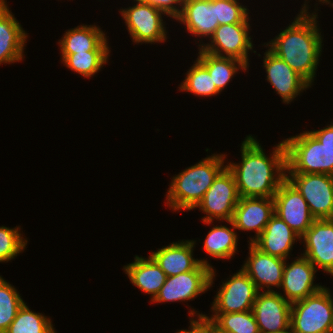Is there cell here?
Returning a JSON list of instances; mask_svg holds the SVG:
<instances>
[{
  "label": "cell",
  "instance_id": "obj_1",
  "mask_svg": "<svg viewBox=\"0 0 333 333\" xmlns=\"http://www.w3.org/2000/svg\"><path fill=\"white\" fill-rule=\"evenodd\" d=\"M274 146L270 156L260 143L248 135L241 145L240 163L226 165L233 173L240 197L271 198L286 180V149L284 142Z\"/></svg>",
  "mask_w": 333,
  "mask_h": 333
},
{
  "label": "cell",
  "instance_id": "obj_2",
  "mask_svg": "<svg viewBox=\"0 0 333 333\" xmlns=\"http://www.w3.org/2000/svg\"><path fill=\"white\" fill-rule=\"evenodd\" d=\"M305 0L300 13L286 29L280 32L267 47L311 86L316 77L322 52L323 38L318 28V13L308 12Z\"/></svg>",
  "mask_w": 333,
  "mask_h": 333
},
{
  "label": "cell",
  "instance_id": "obj_3",
  "mask_svg": "<svg viewBox=\"0 0 333 333\" xmlns=\"http://www.w3.org/2000/svg\"><path fill=\"white\" fill-rule=\"evenodd\" d=\"M225 154H212L173 176L166 204L173 211L193 210L201 202L217 175L226 167Z\"/></svg>",
  "mask_w": 333,
  "mask_h": 333
},
{
  "label": "cell",
  "instance_id": "obj_4",
  "mask_svg": "<svg viewBox=\"0 0 333 333\" xmlns=\"http://www.w3.org/2000/svg\"><path fill=\"white\" fill-rule=\"evenodd\" d=\"M286 173L329 174L333 176V155L309 131L283 140Z\"/></svg>",
  "mask_w": 333,
  "mask_h": 333
},
{
  "label": "cell",
  "instance_id": "obj_5",
  "mask_svg": "<svg viewBox=\"0 0 333 333\" xmlns=\"http://www.w3.org/2000/svg\"><path fill=\"white\" fill-rule=\"evenodd\" d=\"M290 326L294 333H331L333 328V296L330 289L291 303Z\"/></svg>",
  "mask_w": 333,
  "mask_h": 333
},
{
  "label": "cell",
  "instance_id": "obj_6",
  "mask_svg": "<svg viewBox=\"0 0 333 333\" xmlns=\"http://www.w3.org/2000/svg\"><path fill=\"white\" fill-rule=\"evenodd\" d=\"M240 199L233 173L226 166L214 179L211 187L196 206L206 215L202 217L205 224L213 220H232L234 210Z\"/></svg>",
  "mask_w": 333,
  "mask_h": 333
},
{
  "label": "cell",
  "instance_id": "obj_7",
  "mask_svg": "<svg viewBox=\"0 0 333 333\" xmlns=\"http://www.w3.org/2000/svg\"><path fill=\"white\" fill-rule=\"evenodd\" d=\"M286 179L305 199L316 220L333 219L332 175L286 173Z\"/></svg>",
  "mask_w": 333,
  "mask_h": 333
},
{
  "label": "cell",
  "instance_id": "obj_8",
  "mask_svg": "<svg viewBox=\"0 0 333 333\" xmlns=\"http://www.w3.org/2000/svg\"><path fill=\"white\" fill-rule=\"evenodd\" d=\"M216 271L200 263L194 270L167 277L153 303L190 301L213 285Z\"/></svg>",
  "mask_w": 333,
  "mask_h": 333
},
{
  "label": "cell",
  "instance_id": "obj_9",
  "mask_svg": "<svg viewBox=\"0 0 333 333\" xmlns=\"http://www.w3.org/2000/svg\"><path fill=\"white\" fill-rule=\"evenodd\" d=\"M249 19L248 17L242 23L219 25L210 38V43L200 42L199 47L216 56L240 60L249 68L248 52L253 50Z\"/></svg>",
  "mask_w": 333,
  "mask_h": 333
},
{
  "label": "cell",
  "instance_id": "obj_10",
  "mask_svg": "<svg viewBox=\"0 0 333 333\" xmlns=\"http://www.w3.org/2000/svg\"><path fill=\"white\" fill-rule=\"evenodd\" d=\"M134 43L166 42L167 32L162 15L165 14L149 4L138 2L119 11Z\"/></svg>",
  "mask_w": 333,
  "mask_h": 333
},
{
  "label": "cell",
  "instance_id": "obj_11",
  "mask_svg": "<svg viewBox=\"0 0 333 333\" xmlns=\"http://www.w3.org/2000/svg\"><path fill=\"white\" fill-rule=\"evenodd\" d=\"M229 279V280H228ZM222 282L212 302L213 313L251 311L259 290L248 275L240 269Z\"/></svg>",
  "mask_w": 333,
  "mask_h": 333
},
{
  "label": "cell",
  "instance_id": "obj_12",
  "mask_svg": "<svg viewBox=\"0 0 333 333\" xmlns=\"http://www.w3.org/2000/svg\"><path fill=\"white\" fill-rule=\"evenodd\" d=\"M273 198L274 214L302 237L316 220L305 199L287 179L279 186Z\"/></svg>",
  "mask_w": 333,
  "mask_h": 333
},
{
  "label": "cell",
  "instance_id": "obj_13",
  "mask_svg": "<svg viewBox=\"0 0 333 333\" xmlns=\"http://www.w3.org/2000/svg\"><path fill=\"white\" fill-rule=\"evenodd\" d=\"M305 256L317 269L333 275V219L315 220L301 237Z\"/></svg>",
  "mask_w": 333,
  "mask_h": 333
},
{
  "label": "cell",
  "instance_id": "obj_14",
  "mask_svg": "<svg viewBox=\"0 0 333 333\" xmlns=\"http://www.w3.org/2000/svg\"><path fill=\"white\" fill-rule=\"evenodd\" d=\"M252 311L260 333L279 332L290 327L291 303L277 290L259 291Z\"/></svg>",
  "mask_w": 333,
  "mask_h": 333
},
{
  "label": "cell",
  "instance_id": "obj_15",
  "mask_svg": "<svg viewBox=\"0 0 333 333\" xmlns=\"http://www.w3.org/2000/svg\"><path fill=\"white\" fill-rule=\"evenodd\" d=\"M263 58V67L267 74L266 80L281 96L283 103L289 104L301 92L311 87L304 78L270 49L264 53Z\"/></svg>",
  "mask_w": 333,
  "mask_h": 333
},
{
  "label": "cell",
  "instance_id": "obj_16",
  "mask_svg": "<svg viewBox=\"0 0 333 333\" xmlns=\"http://www.w3.org/2000/svg\"><path fill=\"white\" fill-rule=\"evenodd\" d=\"M296 258L290 264L286 260L280 287L285 294L279 293L290 303L305 299L324 287L314 285L315 274L318 271L315 266L303 255Z\"/></svg>",
  "mask_w": 333,
  "mask_h": 333
},
{
  "label": "cell",
  "instance_id": "obj_17",
  "mask_svg": "<svg viewBox=\"0 0 333 333\" xmlns=\"http://www.w3.org/2000/svg\"><path fill=\"white\" fill-rule=\"evenodd\" d=\"M249 257L241 269L254 282L259 291L272 292V286L280 288L283 279L285 259L261 252L249 243Z\"/></svg>",
  "mask_w": 333,
  "mask_h": 333
},
{
  "label": "cell",
  "instance_id": "obj_18",
  "mask_svg": "<svg viewBox=\"0 0 333 333\" xmlns=\"http://www.w3.org/2000/svg\"><path fill=\"white\" fill-rule=\"evenodd\" d=\"M274 215V198L240 197L235 207L232 222L237 230L253 231L255 237H250L253 243L263 232L266 224Z\"/></svg>",
  "mask_w": 333,
  "mask_h": 333
},
{
  "label": "cell",
  "instance_id": "obj_19",
  "mask_svg": "<svg viewBox=\"0 0 333 333\" xmlns=\"http://www.w3.org/2000/svg\"><path fill=\"white\" fill-rule=\"evenodd\" d=\"M196 241L185 240L173 242L154 251L150 257L162 269L167 277L194 270L200 263L212 267L205 259L193 258Z\"/></svg>",
  "mask_w": 333,
  "mask_h": 333
},
{
  "label": "cell",
  "instance_id": "obj_20",
  "mask_svg": "<svg viewBox=\"0 0 333 333\" xmlns=\"http://www.w3.org/2000/svg\"><path fill=\"white\" fill-rule=\"evenodd\" d=\"M6 2L0 0V65L22 61L28 38Z\"/></svg>",
  "mask_w": 333,
  "mask_h": 333
},
{
  "label": "cell",
  "instance_id": "obj_21",
  "mask_svg": "<svg viewBox=\"0 0 333 333\" xmlns=\"http://www.w3.org/2000/svg\"><path fill=\"white\" fill-rule=\"evenodd\" d=\"M175 20L195 37L211 38L219 26L217 0H183L181 13Z\"/></svg>",
  "mask_w": 333,
  "mask_h": 333
},
{
  "label": "cell",
  "instance_id": "obj_22",
  "mask_svg": "<svg viewBox=\"0 0 333 333\" xmlns=\"http://www.w3.org/2000/svg\"><path fill=\"white\" fill-rule=\"evenodd\" d=\"M301 237L287 223L274 214L266 224L263 232L252 243L261 252L287 259L295 241Z\"/></svg>",
  "mask_w": 333,
  "mask_h": 333
},
{
  "label": "cell",
  "instance_id": "obj_23",
  "mask_svg": "<svg viewBox=\"0 0 333 333\" xmlns=\"http://www.w3.org/2000/svg\"><path fill=\"white\" fill-rule=\"evenodd\" d=\"M107 37L98 26L80 25L67 30L59 40L61 60L69 54L86 51H110Z\"/></svg>",
  "mask_w": 333,
  "mask_h": 333
},
{
  "label": "cell",
  "instance_id": "obj_24",
  "mask_svg": "<svg viewBox=\"0 0 333 333\" xmlns=\"http://www.w3.org/2000/svg\"><path fill=\"white\" fill-rule=\"evenodd\" d=\"M123 270L135 287L151 295L150 301L155 299L167 279V275L150 256L136 255L134 262L123 266Z\"/></svg>",
  "mask_w": 333,
  "mask_h": 333
},
{
  "label": "cell",
  "instance_id": "obj_25",
  "mask_svg": "<svg viewBox=\"0 0 333 333\" xmlns=\"http://www.w3.org/2000/svg\"><path fill=\"white\" fill-rule=\"evenodd\" d=\"M198 50L197 60L208 70L213 83L220 92L224 90L239 69L242 71L248 69L240 60L216 56L205 52L202 48H198Z\"/></svg>",
  "mask_w": 333,
  "mask_h": 333
},
{
  "label": "cell",
  "instance_id": "obj_26",
  "mask_svg": "<svg viewBox=\"0 0 333 333\" xmlns=\"http://www.w3.org/2000/svg\"><path fill=\"white\" fill-rule=\"evenodd\" d=\"M227 223L232 227L228 228L225 225L212 227L203 242L205 252L214 259H231L238 249L236 228L231 220Z\"/></svg>",
  "mask_w": 333,
  "mask_h": 333
},
{
  "label": "cell",
  "instance_id": "obj_27",
  "mask_svg": "<svg viewBox=\"0 0 333 333\" xmlns=\"http://www.w3.org/2000/svg\"><path fill=\"white\" fill-rule=\"evenodd\" d=\"M207 323L218 333H260L253 311L213 313L205 316Z\"/></svg>",
  "mask_w": 333,
  "mask_h": 333
},
{
  "label": "cell",
  "instance_id": "obj_28",
  "mask_svg": "<svg viewBox=\"0 0 333 333\" xmlns=\"http://www.w3.org/2000/svg\"><path fill=\"white\" fill-rule=\"evenodd\" d=\"M52 321L42 313H36L24 303L5 333H56Z\"/></svg>",
  "mask_w": 333,
  "mask_h": 333
},
{
  "label": "cell",
  "instance_id": "obj_29",
  "mask_svg": "<svg viewBox=\"0 0 333 333\" xmlns=\"http://www.w3.org/2000/svg\"><path fill=\"white\" fill-rule=\"evenodd\" d=\"M179 90L190 92L198 97H210L220 93L208 70L197 59L187 71Z\"/></svg>",
  "mask_w": 333,
  "mask_h": 333
},
{
  "label": "cell",
  "instance_id": "obj_30",
  "mask_svg": "<svg viewBox=\"0 0 333 333\" xmlns=\"http://www.w3.org/2000/svg\"><path fill=\"white\" fill-rule=\"evenodd\" d=\"M109 56L110 51H86L69 54L62 63L70 70L89 78L101 70Z\"/></svg>",
  "mask_w": 333,
  "mask_h": 333
},
{
  "label": "cell",
  "instance_id": "obj_31",
  "mask_svg": "<svg viewBox=\"0 0 333 333\" xmlns=\"http://www.w3.org/2000/svg\"><path fill=\"white\" fill-rule=\"evenodd\" d=\"M25 303L14 286L0 276V333H5Z\"/></svg>",
  "mask_w": 333,
  "mask_h": 333
},
{
  "label": "cell",
  "instance_id": "obj_32",
  "mask_svg": "<svg viewBox=\"0 0 333 333\" xmlns=\"http://www.w3.org/2000/svg\"><path fill=\"white\" fill-rule=\"evenodd\" d=\"M20 227L0 226V262L6 263L25 250L28 240L23 238Z\"/></svg>",
  "mask_w": 333,
  "mask_h": 333
},
{
  "label": "cell",
  "instance_id": "obj_33",
  "mask_svg": "<svg viewBox=\"0 0 333 333\" xmlns=\"http://www.w3.org/2000/svg\"><path fill=\"white\" fill-rule=\"evenodd\" d=\"M240 4L239 0H217L219 25L244 22L249 17V9Z\"/></svg>",
  "mask_w": 333,
  "mask_h": 333
},
{
  "label": "cell",
  "instance_id": "obj_34",
  "mask_svg": "<svg viewBox=\"0 0 333 333\" xmlns=\"http://www.w3.org/2000/svg\"><path fill=\"white\" fill-rule=\"evenodd\" d=\"M142 2L157 8L172 19L180 15L183 5V0H142Z\"/></svg>",
  "mask_w": 333,
  "mask_h": 333
},
{
  "label": "cell",
  "instance_id": "obj_35",
  "mask_svg": "<svg viewBox=\"0 0 333 333\" xmlns=\"http://www.w3.org/2000/svg\"><path fill=\"white\" fill-rule=\"evenodd\" d=\"M323 129L309 131L333 155V122Z\"/></svg>",
  "mask_w": 333,
  "mask_h": 333
},
{
  "label": "cell",
  "instance_id": "obj_36",
  "mask_svg": "<svg viewBox=\"0 0 333 333\" xmlns=\"http://www.w3.org/2000/svg\"><path fill=\"white\" fill-rule=\"evenodd\" d=\"M197 311H195L194 309H192L191 310V308H190V312H189V315H190V318H192V319H190V326H189V329L187 330V329H182V330H178V332H176V333H199V318H205V316H206V314H200V313H196ZM195 314L197 315L196 317L198 318V319H194V316H195Z\"/></svg>",
  "mask_w": 333,
  "mask_h": 333
},
{
  "label": "cell",
  "instance_id": "obj_37",
  "mask_svg": "<svg viewBox=\"0 0 333 333\" xmlns=\"http://www.w3.org/2000/svg\"><path fill=\"white\" fill-rule=\"evenodd\" d=\"M199 333H218L216 332L205 320V318H199Z\"/></svg>",
  "mask_w": 333,
  "mask_h": 333
},
{
  "label": "cell",
  "instance_id": "obj_38",
  "mask_svg": "<svg viewBox=\"0 0 333 333\" xmlns=\"http://www.w3.org/2000/svg\"><path fill=\"white\" fill-rule=\"evenodd\" d=\"M271 333H294L291 326L289 328H286L283 331H279V332H271Z\"/></svg>",
  "mask_w": 333,
  "mask_h": 333
},
{
  "label": "cell",
  "instance_id": "obj_39",
  "mask_svg": "<svg viewBox=\"0 0 333 333\" xmlns=\"http://www.w3.org/2000/svg\"><path fill=\"white\" fill-rule=\"evenodd\" d=\"M318 1L321 2V3H323V4L324 3L327 4V5L329 4L330 6L333 7V3H331L330 0H318Z\"/></svg>",
  "mask_w": 333,
  "mask_h": 333
},
{
  "label": "cell",
  "instance_id": "obj_40",
  "mask_svg": "<svg viewBox=\"0 0 333 333\" xmlns=\"http://www.w3.org/2000/svg\"><path fill=\"white\" fill-rule=\"evenodd\" d=\"M134 2L138 3V2H142V0H134Z\"/></svg>",
  "mask_w": 333,
  "mask_h": 333
}]
</instances>
